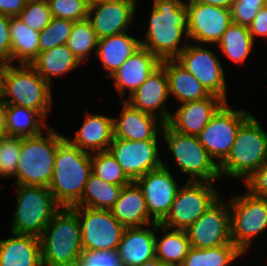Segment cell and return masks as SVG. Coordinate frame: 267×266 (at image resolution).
Wrapping results in <instances>:
<instances>
[{
    "mask_svg": "<svg viewBox=\"0 0 267 266\" xmlns=\"http://www.w3.org/2000/svg\"><path fill=\"white\" fill-rule=\"evenodd\" d=\"M141 46L161 61L175 59L188 45L189 13L185 0H152Z\"/></svg>",
    "mask_w": 267,
    "mask_h": 266,
    "instance_id": "1",
    "label": "cell"
},
{
    "mask_svg": "<svg viewBox=\"0 0 267 266\" xmlns=\"http://www.w3.org/2000/svg\"><path fill=\"white\" fill-rule=\"evenodd\" d=\"M92 154L82 151L66 138L57 146L49 189L61 207H72L83 194L92 172Z\"/></svg>",
    "mask_w": 267,
    "mask_h": 266,
    "instance_id": "2",
    "label": "cell"
},
{
    "mask_svg": "<svg viewBox=\"0 0 267 266\" xmlns=\"http://www.w3.org/2000/svg\"><path fill=\"white\" fill-rule=\"evenodd\" d=\"M43 266H77L82 253L81 225L72 207H61L40 236Z\"/></svg>",
    "mask_w": 267,
    "mask_h": 266,
    "instance_id": "3",
    "label": "cell"
},
{
    "mask_svg": "<svg viewBox=\"0 0 267 266\" xmlns=\"http://www.w3.org/2000/svg\"><path fill=\"white\" fill-rule=\"evenodd\" d=\"M266 162L267 132L251 114L241 124L229 155L219 165L220 175L244 183Z\"/></svg>",
    "mask_w": 267,
    "mask_h": 266,
    "instance_id": "4",
    "label": "cell"
},
{
    "mask_svg": "<svg viewBox=\"0 0 267 266\" xmlns=\"http://www.w3.org/2000/svg\"><path fill=\"white\" fill-rule=\"evenodd\" d=\"M41 134L22 138L14 184L49 187L53 176L57 146L65 139L49 126Z\"/></svg>",
    "mask_w": 267,
    "mask_h": 266,
    "instance_id": "5",
    "label": "cell"
},
{
    "mask_svg": "<svg viewBox=\"0 0 267 266\" xmlns=\"http://www.w3.org/2000/svg\"><path fill=\"white\" fill-rule=\"evenodd\" d=\"M52 93V85L30 64L5 63L3 100L7 105L34 109L47 120L53 108Z\"/></svg>",
    "mask_w": 267,
    "mask_h": 266,
    "instance_id": "6",
    "label": "cell"
},
{
    "mask_svg": "<svg viewBox=\"0 0 267 266\" xmlns=\"http://www.w3.org/2000/svg\"><path fill=\"white\" fill-rule=\"evenodd\" d=\"M17 199L10 233L40 237L54 214L61 208L45 186L15 185Z\"/></svg>",
    "mask_w": 267,
    "mask_h": 266,
    "instance_id": "7",
    "label": "cell"
},
{
    "mask_svg": "<svg viewBox=\"0 0 267 266\" xmlns=\"http://www.w3.org/2000/svg\"><path fill=\"white\" fill-rule=\"evenodd\" d=\"M167 151L173 156L180 172L187 177V181L214 182L221 179L219 165L209 155L200 143L198 136L184 135L173 130L167 123L162 127Z\"/></svg>",
    "mask_w": 267,
    "mask_h": 266,
    "instance_id": "8",
    "label": "cell"
},
{
    "mask_svg": "<svg viewBox=\"0 0 267 266\" xmlns=\"http://www.w3.org/2000/svg\"><path fill=\"white\" fill-rule=\"evenodd\" d=\"M228 202L232 243L246 256L253 240L267 231V199L256 197L246 190L231 195Z\"/></svg>",
    "mask_w": 267,
    "mask_h": 266,
    "instance_id": "9",
    "label": "cell"
},
{
    "mask_svg": "<svg viewBox=\"0 0 267 266\" xmlns=\"http://www.w3.org/2000/svg\"><path fill=\"white\" fill-rule=\"evenodd\" d=\"M213 184L208 181L183 182L169 213L160 224L170 229L186 230L221 197Z\"/></svg>",
    "mask_w": 267,
    "mask_h": 266,
    "instance_id": "10",
    "label": "cell"
},
{
    "mask_svg": "<svg viewBox=\"0 0 267 266\" xmlns=\"http://www.w3.org/2000/svg\"><path fill=\"white\" fill-rule=\"evenodd\" d=\"M212 45L188 43L175 60L191 73L213 95L228 101L227 81L220 56L210 48Z\"/></svg>",
    "mask_w": 267,
    "mask_h": 266,
    "instance_id": "11",
    "label": "cell"
},
{
    "mask_svg": "<svg viewBox=\"0 0 267 266\" xmlns=\"http://www.w3.org/2000/svg\"><path fill=\"white\" fill-rule=\"evenodd\" d=\"M225 102L198 135L200 143L220 165L229 155L241 124L252 114Z\"/></svg>",
    "mask_w": 267,
    "mask_h": 266,
    "instance_id": "12",
    "label": "cell"
},
{
    "mask_svg": "<svg viewBox=\"0 0 267 266\" xmlns=\"http://www.w3.org/2000/svg\"><path fill=\"white\" fill-rule=\"evenodd\" d=\"M190 246L199 249L234 245L231 239V215L223 195L186 230Z\"/></svg>",
    "mask_w": 267,
    "mask_h": 266,
    "instance_id": "13",
    "label": "cell"
},
{
    "mask_svg": "<svg viewBox=\"0 0 267 266\" xmlns=\"http://www.w3.org/2000/svg\"><path fill=\"white\" fill-rule=\"evenodd\" d=\"M81 225L83 250H118L125 227L110 210L72 207Z\"/></svg>",
    "mask_w": 267,
    "mask_h": 266,
    "instance_id": "14",
    "label": "cell"
},
{
    "mask_svg": "<svg viewBox=\"0 0 267 266\" xmlns=\"http://www.w3.org/2000/svg\"><path fill=\"white\" fill-rule=\"evenodd\" d=\"M160 131L152 140L131 141L114 138L109 152L121 165L123 172L131 181H136L149 171L163 166L159 146ZM159 137V138H158Z\"/></svg>",
    "mask_w": 267,
    "mask_h": 266,
    "instance_id": "15",
    "label": "cell"
},
{
    "mask_svg": "<svg viewBox=\"0 0 267 266\" xmlns=\"http://www.w3.org/2000/svg\"><path fill=\"white\" fill-rule=\"evenodd\" d=\"M185 4L189 13V42L216 45L232 24L231 10L198 0H188Z\"/></svg>",
    "mask_w": 267,
    "mask_h": 266,
    "instance_id": "16",
    "label": "cell"
},
{
    "mask_svg": "<svg viewBox=\"0 0 267 266\" xmlns=\"http://www.w3.org/2000/svg\"><path fill=\"white\" fill-rule=\"evenodd\" d=\"M169 169L167 161H163L162 167L149 171L136 180L143 191L149 215L157 223L169 213L180 187V181L177 182L178 178Z\"/></svg>",
    "mask_w": 267,
    "mask_h": 266,
    "instance_id": "17",
    "label": "cell"
},
{
    "mask_svg": "<svg viewBox=\"0 0 267 266\" xmlns=\"http://www.w3.org/2000/svg\"><path fill=\"white\" fill-rule=\"evenodd\" d=\"M137 1L90 2L87 19L90 21L97 38L128 32L133 24L136 25L134 21L137 17Z\"/></svg>",
    "mask_w": 267,
    "mask_h": 266,
    "instance_id": "18",
    "label": "cell"
},
{
    "mask_svg": "<svg viewBox=\"0 0 267 266\" xmlns=\"http://www.w3.org/2000/svg\"><path fill=\"white\" fill-rule=\"evenodd\" d=\"M168 79L165 68L160 65L148 79L125 101L141 112L156 116L166 124L171 113L167 110L169 100Z\"/></svg>",
    "mask_w": 267,
    "mask_h": 266,
    "instance_id": "19",
    "label": "cell"
},
{
    "mask_svg": "<svg viewBox=\"0 0 267 266\" xmlns=\"http://www.w3.org/2000/svg\"><path fill=\"white\" fill-rule=\"evenodd\" d=\"M160 65L161 60L142 46L133 53L109 77L113 82L114 89L118 92L119 101L129 98Z\"/></svg>",
    "mask_w": 267,
    "mask_h": 266,
    "instance_id": "20",
    "label": "cell"
},
{
    "mask_svg": "<svg viewBox=\"0 0 267 266\" xmlns=\"http://www.w3.org/2000/svg\"><path fill=\"white\" fill-rule=\"evenodd\" d=\"M225 102L211 94L208 98L179 104L167 124L178 133L198 136Z\"/></svg>",
    "mask_w": 267,
    "mask_h": 266,
    "instance_id": "21",
    "label": "cell"
},
{
    "mask_svg": "<svg viewBox=\"0 0 267 266\" xmlns=\"http://www.w3.org/2000/svg\"><path fill=\"white\" fill-rule=\"evenodd\" d=\"M122 109L113 117L114 138L146 141L152 140L161 130L164 123L156 116L133 108L126 101H120Z\"/></svg>",
    "mask_w": 267,
    "mask_h": 266,
    "instance_id": "22",
    "label": "cell"
},
{
    "mask_svg": "<svg viewBox=\"0 0 267 266\" xmlns=\"http://www.w3.org/2000/svg\"><path fill=\"white\" fill-rule=\"evenodd\" d=\"M65 138L82 151H108L114 139L113 116L86 111L80 128L73 137Z\"/></svg>",
    "mask_w": 267,
    "mask_h": 266,
    "instance_id": "23",
    "label": "cell"
},
{
    "mask_svg": "<svg viewBox=\"0 0 267 266\" xmlns=\"http://www.w3.org/2000/svg\"><path fill=\"white\" fill-rule=\"evenodd\" d=\"M156 223L141 227H126L119 243L122 266H139L156 258Z\"/></svg>",
    "mask_w": 267,
    "mask_h": 266,
    "instance_id": "24",
    "label": "cell"
},
{
    "mask_svg": "<svg viewBox=\"0 0 267 266\" xmlns=\"http://www.w3.org/2000/svg\"><path fill=\"white\" fill-rule=\"evenodd\" d=\"M110 211L125 228L156 223L149 215L143 191L136 181L123 186L118 200Z\"/></svg>",
    "mask_w": 267,
    "mask_h": 266,
    "instance_id": "25",
    "label": "cell"
},
{
    "mask_svg": "<svg viewBox=\"0 0 267 266\" xmlns=\"http://www.w3.org/2000/svg\"><path fill=\"white\" fill-rule=\"evenodd\" d=\"M11 235L0 240V266H43L40 237Z\"/></svg>",
    "mask_w": 267,
    "mask_h": 266,
    "instance_id": "26",
    "label": "cell"
},
{
    "mask_svg": "<svg viewBox=\"0 0 267 266\" xmlns=\"http://www.w3.org/2000/svg\"><path fill=\"white\" fill-rule=\"evenodd\" d=\"M107 36L98 39L96 57L106 71L104 75L109 78L120 66L140 47V38L132 36L131 32Z\"/></svg>",
    "mask_w": 267,
    "mask_h": 266,
    "instance_id": "27",
    "label": "cell"
},
{
    "mask_svg": "<svg viewBox=\"0 0 267 266\" xmlns=\"http://www.w3.org/2000/svg\"><path fill=\"white\" fill-rule=\"evenodd\" d=\"M161 65L166 71L169 95L178 101L177 104L201 100L211 95L203 85L175 59L162 60Z\"/></svg>",
    "mask_w": 267,
    "mask_h": 266,
    "instance_id": "28",
    "label": "cell"
},
{
    "mask_svg": "<svg viewBox=\"0 0 267 266\" xmlns=\"http://www.w3.org/2000/svg\"><path fill=\"white\" fill-rule=\"evenodd\" d=\"M50 85L52 78L62 77L77 70L83 64L76 58L67 44L39 52L30 64Z\"/></svg>",
    "mask_w": 267,
    "mask_h": 266,
    "instance_id": "29",
    "label": "cell"
},
{
    "mask_svg": "<svg viewBox=\"0 0 267 266\" xmlns=\"http://www.w3.org/2000/svg\"><path fill=\"white\" fill-rule=\"evenodd\" d=\"M190 247L185 230L170 229L156 222V258L163 264L181 266Z\"/></svg>",
    "mask_w": 267,
    "mask_h": 266,
    "instance_id": "30",
    "label": "cell"
},
{
    "mask_svg": "<svg viewBox=\"0 0 267 266\" xmlns=\"http://www.w3.org/2000/svg\"><path fill=\"white\" fill-rule=\"evenodd\" d=\"M39 34L18 16L10 17L11 64H31L39 54Z\"/></svg>",
    "mask_w": 267,
    "mask_h": 266,
    "instance_id": "31",
    "label": "cell"
},
{
    "mask_svg": "<svg viewBox=\"0 0 267 266\" xmlns=\"http://www.w3.org/2000/svg\"><path fill=\"white\" fill-rule=\"evenodd\" d=\"M6 125L7 136L18 138L39 135L50 126L38 111L19 105H7Z\"/></svg>",
    "mask_w": 267,
    "mask_h": 266,
    "instance_id": "32",
    "label": "cell"
},
{
    "mask_svg": "<svg viewBox=\"0 0 267 266\" xmlns=\"http://www.w3.org/2000/svg\"><path fill=\"white\" fill-rule=\"evenodd\" d=\"M255 43L248 27L232 23L213 46L218 47L216 49L223 53L222 56L229 58L232 63L244 65L255 48Z\"/></svg>",
    "mask_w": 267,
    "mask_h": 266,
    "instance_id": "33",
    "label": "cell"
},
{
    "mask_svg": "<svg viewBox=\"0 0 267 266\" xmlns=\"http://www.w3.org/2000/svg\"><path fill=\"white\" fill-rule=\"evenodd\" d=\"M123 186L103 181L91 172L81 199L72 207L110 210L118 200Z\"/></svg>",
    "mask_w": 267,
    "mask_h": 266,
    "instance_id": "34",
    "label": "cell"
},
{
    "mask_svg": "<svg viewBox=\"0 0 267 266\" xmlns=\"http://www.w3.org/2000/svg\"><path fill=\"white\" fill-rule=\"evenodd\" d=\"M244 254L235 245L199 249L190 247L181 266H230Z\"/></svg>",
    "mask_w": 267,
    "mask_h": 266,
    "instance_id": "35",
    "label": "cell"
},
{
    "mask_svg": "<svg viewBox=\"0 0 267 266\" xmlns=\"http://www.w3.org/2000/svg\"><path fill=\"white\" fill-rule=\"evenodd\" d=\"M98 38L88 19L76 21L67 41L68 48L83 64L96 54Z\"/></svg>",
    "mask_w": 267,
    "mask_h": 266,
    "instance_id": "36",
    "label": "cell"
},
{
    "mask_svg": "<svg viewBox=\"0 0 267 266\" xmlns=\"http://www.w3.org/2000/svg\"><path fill=\"white\" fill-rule=\"evenodd\" d=\"M92 173L111 184L127 185L131 180L123 172L121 165L109 151L92 153Z\"/></svg>",
    "mask_w": 267,
    "mask_h": 266,
    "instance_id": "37",
    "label": "cell"
},
{
    "mask_svg": "<svg viewBox=\"0 0 267 266\" xmlns=\"http://www.w3.org/2000/svg\"><path fill=\"white\" fill-rule=\"evenodd\" d=\"M74 21L69 19L52 18L51 22L40 34L39 52L52 49L58 45L67 44Z\"/></svg>",
    "mask_w": 267,
    "mask_h": 266,
    "instance_id": "38",
    "label": "cell"
},
{
    "mask_svg": "<svg viewBox=\"0 0 267 266\" xmlns=\"http://www.w3.org/2000/svg\"><path fill=\"white\" fill-rule=\"evenodd\" d=\"M22 138L6 136L0 142V177L12 178L15 176L19 163Z\"/></svg>",
    "mask_w": 267,
    "mask_h": 266,
    "instance_id": "39",
    "label": "cell"
},
{
    "mask_svg": "<svg viewBox=\"0 0 267 266\" xmlns=\"http://www.w3.org/2000/svg\"><path fill=\"white\" fill-rule=\"evenodd\" d=\"M18 17L23 23L38 32L46 28L53 18L47 0H27Z\"/></svg>",
    "mask_w": 267,
    "mask_h": 266,
    "instance_id": "40",
    "label": "cell"
},
{
    "mask_svg": "<svg viewBox=\"0 0 267 266\" xmlns=\"http://www.w3.org/2000/svg\"><path fill=\"white\" fill-rule=\"evenodd\" d=\"M54 18L74 22L88 18L90 0H47Z\"/></svg>",
    "mask_w": 267,
    "mask_h": 266,
    "instance_id": "41",
    "label": "cell"
},
{
    "mask_svg": "<svg viewBox=\"0 0 267 266\" xmlns=\"http://www.w3.org/2000/svg\"><path fill=\"white\" fill-rule=\"evenodd\" d=\"M263 7L265 0H235L230 9L232 23L248 27Z\"/></svg>",
    "mask_w": 267,
    "mask_h": 266,
    "instance_id": "42",
    "label": "cell"
},
{
    "mask_svg": "<svg viewBox=\"0 0 267 266\" xmlns=\"http://www.w3.org/2000/svg\"><path fill=\"white\" fill-rule=\"evenodd\" d=\"M77 266H122L117 250H82Z\"/></svg>",
    "mask_w": 267,
    "mask_h": 266,
    "instance_id": "43",
    "label": "cell"
},
{
    "mask_svg": "<svg viewBox=\"0 0 267 266\" xmlns=\"http://www.w3.org/2000/svg\"><path fill=\"white\" fill-rule=\"evenodd\" d=\"M243 185L250 194L267 199V162L258 168Z\"/></svg>",
    "mask_w": 267,
    "mask_h": 266,
    "instance_id": "44",
    "label": "cell"
},
{
    "mask_svg": "<svg viewBox=\"0 0 267 266\" xmlns=\"http://www.w3.org/2000/svg\"><path fill=\"white\" fill-rule=\"evenodd\" d=\"M0 61L11 64L10 17L0 14Z\"/></svg>",
    "mask_w": 267,
    "mask_h": 266,
    "instance_id": "45",
    "label": "cell"
},
{
    "mask_svg": "<svg viewBox=\"0 0 267 266\" xmlns=\"http://www.w3.org/2000/svg\"><path fill=\"white\" fill-rule=\"evenodd\" d=\"M249 33L253 40L256 42L257 38L267 39V8H261L254 20L248 26ZM265 37V38H264Z\"/></svg>",
    "mask_w": 267,
    "mask_h": 266,
    "instance_id": "46",
    "label": "cell"
},
{
    "mask_svg": "<svg viewBox=\"0 0 267 266\" xmlns=\"http://www.w3.org/2000/svg\"><path fill=\"white\" fill-rule=\"evenodd\" d=\"M27 0H0V14L16 17L24 9Z\"/></svg>",
    "mask_w": 267,
    "mask_h": 266,
    "instance_id": "47",
    "label": "cell"
},
{
    "mask_svg": "<svg viewBox=\"0 0 267 266\" xmlns=\"http://www.w3.org/2000/svg\"><path fill=\"white\" fill-rule=\"evenodd\" d=\"M6 110L7 104L0 100V138L7 136Z\"/></svg>",
    "mask_w": 267,
    "mask_h": 266,
    "instance_id": "48",
    "label": "cell"
},
{
    "mask_svg": "<svg viewBox=\"0 0 267 266\" xmlns=\"http://www.w3.org/2000/svg\"><path fill=\"white\" fill-rule=\"evenodd\" d=\"M207 5L225 7L231 9V6L235 0H198Z\"/></svg>",
    "mask_w": 267,
    "mask_h": 266,
    "instance_id": "49",
    "label": "cell"
},
{
    "mask_svg": "<svg viewBox=\"0 0 267 266\" xmlns=\"http://www.w3.org/2000/svg\"><path fill=\"white\" fill-rule=\"evenodd\" d=\"M5 63L0 64V100L4 97Z\"/></svg>",
    "mask_w": 267,
    "mask_h": 266,
    "instance_id": "50",
    "label": "cell"
},
{
    "mask_svg": "<svg viewBox=\"0 0 267 266\" xmlns=\"http://www.w3.org/2000/svg\"><path fill=\"white\" fill-rule=\"evenodd\" d=\"M139 266H170V265H165L161 261H159L157 258H154L150 261L144 262L143 264Z\"/></svg>",
    "mask_w": 267,
    "mask_h": 266,
    "instance_id": "51",
    "label": "cell"
},
{
    "mask_svg": "<svg viewBox=\"0 0 267 266\" xmlns=\"http://www.w3.org/2000/svg\"><path fill=\"white\" fill-rule=\"evenodd\" d=\"M105 1H116V0H90V2H105Z\"/></svg>",
    "mask_w": 267,
    "mask_h": 266,
    "instance_id": "52",
    "label": "cell"
}]
</instances>
